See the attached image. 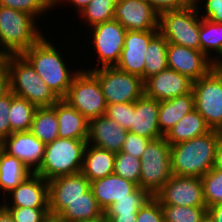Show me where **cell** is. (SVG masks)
Returning a JSON list of instances; mask_svg holds the SVG:
<instances>
[{
    "mask_svg": "<svg viewBox=\"0 0 222 222\" xmlns=\"http://www.w3.org/2000/svg\"><path fill=\"white\" fill-rule=\"evenodd\" d=\"M164 222H200L207 213L206 206L161 205Z\"/></svg>",
    "mask_w": 222,
    "mask_h": 222,
    "instance_id": "obj_36",
    "label": "cell"
},
{
    "mask_svg": "<svg viewBox=\"0 0 222 222\" xmlns=\"http://www.w3.org/2000/svg\"><path fill=\"white\" fill-rule=\"evenodd\" d=\"M171 177V145L164 136L151 140L141 157L139 187L154 197Z\"/></svg>",
    "mask_w": 222,
    "mask_h": 222,
    "instance_id": "obj_8",
    "label": "cell"
},
{
    "mask_svg": "<svg viewBox=\"0 0 222 222\" xmlns=\"http://www.w3.org/2000/svg\"><path fill=\"white\" fill-rule=\"evenodd\" d=\"M126 31L127 30L116 19L96 24L84 31L82 36H85L82 38V41H86L85 43L88 45V47L83 43L84 48L81 46L80 48L85 49L86 47L87 50L89 49L88 51L91 53H87L89 55L87 58L95 55L93 57L95 58L94 60L96 65L94 64L93 66L91 64L87 66L89 63H91L89 61L86 63V65L81 64L82 69L91 71L100 67L116 66L119 62L121 52L124 47ZM90 48H92V51Z\"/></svg>",
    "mask_w": 222,
    "mask_h": 222,
    "instance_id": "obj_4",
    "label": "cell"
},
{
    "mask_svg": "<svg viewBox=\"0 0 222 222\" xmlns=\"http://www.w3.org/2000/svg\"><path fill=\"white\" fill-rule=\"evenodd\" d=\"M127 137V130L105 115L89 120L87 144L119 153Z\"/></svg>",
    "mask_w": 222,
    "mask_h": 222,
    "instance_id": "obj_20",
    "label": "cell"
},
{
    "mask_svg": "<svg viewBox=\"0 0 222 222\" xmlns=\"http://www.w3.org/2000/svg\"><path fill=\"white\" fill-rule=\"evenodd\" d=\"M58 118L56 115V103L51 107H38L30 128V132L35 135L45 145L59 138Z\"/></svg>",
    "mask_w": 222,
    "mask_h": 222,
    "instance_id": "obj_31",
    "label": "cell"
},
{
    "mask_svg": "<svg viewBox=\"0 0 222 222\" xmlns=\"http://www.w3.org/2000/svg\"><path fill=\"white\" fill-rule=\"evenodd\" d=\"M59 138L87 139L89 121L63 99L56 102Z\"/></svg>",
    "mask_w": 222,
    "mask_h": 222,
    "instance_id": "obj_24",
    "label": "cell"
},
{
    "mask_svg": "<svg viewBox=\"0 0 222 222\" xmlns=\"http://www.w3.org/2000/svg\"><path fill=\"white\" fill-rule=\"evenodd\" d=\"M159 30L126 31L124 47L116 67L144 81L145 55L151 39Z\"/></svg>",
    "mask_w": 222,
    "mask_h": 222,
    "instance_id": "obj_16",
    "label": "cell"
},
{
    "mask_svg": "<svg viewBox=\"0 0 222 222\" xmlns=\"http://www.w3.org/2000/svg\"><path fill=\"white\" fill-rule=\"evenodd\" d=\"M90 72L98 79L107 104L135 102L145 94L143 79L116 66Z\"/></svg>",
    "mask_w": 222,
    "mask_h": 222,
    "instance_id": "obj_11",
    "label": "cell"
},
{
    "mask_svg": "<svg viewBox=\"0 0 222 222\" xmlns=\"http://www.w3.org/2000/svg\"><path fill=\"white\" fill-rule=\"evenodd\" d=\"M211 131L203 116L193 109L182 117L164 136L170 145L188 141Z\"/></svg>",
    "mask_w": 222,
    "mask_h": 222,
    "instance_id": "obj_27",
    "label": "cell"
},
{
    "mask_svg": "<svg viewBox=\"0 0 222 222\" xmlns=\"http://www.w3.org/2000/svg\"><path fill=\"white\" fill-rule=\"evenodd\" d=\"M168 41L158 32L150 41L145 55L144 82L168 68Z\"/></svg>",
    "mask_w": 222,
    "mask_h": 222,
    "instance_id": "obj_32",
    "label": "cell"
},
{
    "mask_svg": "<svg viewBox=\"0 0 222 222\" xmlns=\"http://www.w3.org/2000/svg\"><path fill=\"white\" fill-rule=\"evenodd\" d=\"M0 6L29 13L38 21L43 20V17L46 18L44 21H49L48 17L53 13L52 0H0Z\"/></svg>",
    "mask_w": 222,
    "mask_h": 222,
    "instance_id": "obj_35",
    "label": "cell"
},
{
    "mask_svg": "<svg viewBox=\"0 0 222 222\" xmlns=\"http://www.w3.org/2000/svg\"><path fill=\"white\" fill-rule=\"evenodd\" d=\"M0 203L4 207L49 208L48 181L32 173Z\"/></svg>",
    "mask_w": 222,
    "mask_h": 222,
    "instance_id": "obj_17",
    "label": "cell"
},
{
    "mask_svg": "<svg viewBox=\"0 0 222 222\" xmlns=\"http://www.w3.org/2000/svg\"><path fill=\"white\" fill-rule=\"evenodd\" d=\"M158 13L177 10L194 4V0H147Z\"/></svg>",
    "mask_w": 222,
    "mask_h": 222,
    "instance_id": "obj_45",
    "label": "cell"
},
{
    "mask_svg": "<svg viewBox=\"0 0 222 222\" xmlns=\"http://www.w3.org/2000/svg\"><path fill=\"white\" fill-rule=\"evenodd\" d=\"M158 115L159 101L144 94L135 101L132 126L128 131L151 140L163 137L159 129Z\"/></svg>",
    "mask_w": 222,
    "mask_h": 222,
    "instance_id": "obj_21",
    "label": "cell"
},
{
    "mask_svg": "<svg viewBox=\"0 0 222 222\" xmlns=\"http://www.w3.org/2000/svg\"><path fill=\"white\" fill-rule=\"evenodd\" d=\"M201 51L215 64L222 65V24L201 17Z\"/></svg>",
    "mask_w": 222,
    "mask_h": 222,
    "instance_id": "obj_30",
    "label": "cell"
},
{
    "mask_svg": "<svg viewBox=\"0 0 222 222\" xmlns=\"http://www.w3.org/2000/svg\"><path fill=\"white\" fill-rule=\"evenodd\" d=\"M207 212L215 222H222V204H216L208 207Z\"/></svg>",
    "mask_w": 222,
    "mask_h": 222,
    "instance_id": "obj_48",
    "label": "cell"
},
{
    "mask_svg": "<svg viewBox=\"0 0 222 222\" xmlns=\"http://www.w3.org/2000/svg\"><path fill=\"white\" fill-rule=\"evenodd\" d=\"M79 222H108L107 218L105 217V215L96 218V219H92V220H85V221H79Z\"/></svg>",
    "mask_w": 222,
    "mask_h": 222,
    "instance_id": "obj_53",
    "label": "cell"
},
{
    "mask_svg": "<svg viewBox=\"0 0 222 222\" xmlns=\"http://www.w3.org/2000/svg\"><path fill=\"white\" fill-rule=\"evenodd\" d=\"M215 168L222 169V135L216 146V155H215Z\"/></svg>",
    "mask_w": 222,
    "mask_h": 222,
    "instance_id": "obj_50",
    "label": "cell"
},
{
    "mask_svg": "<svg viewBox=\"0 0 222 222\" xmlns=\"http://www.w3.org/2000/svg\"><path fill=\"white\" fill-rule=\"evenodd\" d=\"M200 222H215V221L207 212Z\"/></svg>",
    "mask_w": 222,
    "mask_h": 222,
    "instance_id": "obj_54",
    "label": "cell"
},
{
    "mask_svg": "<svg viewBox=\"0 0 222 222\" xmlns=\"http://www.w3.org/2000/svg\"><path fill=\"white\" fill-rule=\"evenodd\" d=\"M116 2L117 0H91L89 4L73 19L72 23L75 25H80L79 29H75V27L72 23L69 24V28H74L72 29L76 31L74 32L76 35L70 34L71 30L67 27V29L70 31L68 32L69 35H72L75 39H78L79 42L83 43L81 40V34H83L84 29H89L90 27L103 23L109 20L114 19L115 15V8H116ZM77 19V20H76ZM78 22L76 23V21ZM83 22V23H82ZM83 24V25H82ZM72 25V26H71ZM85 25V26H84ZM83 29V30H82ZM82 31L81 33L78 31ZM74 35V36H73ZM79 36V38L77 37Z\"/></svg>",
    "mask_w": 222,
    "mask_h": 222,
    "instance_id": "obj_23",
    "label": "cell"
},
{
    "mask_svg": "<svg viewBox=\"0 0 222 222\" xmlns=\"http://www.w3.org/2000/svg\"><path fill=\"white\" fill-rule=\"evenodd\" d=\"M115 153L87 144L81 173L91 182L114 173Z\"/></svg>",
    "mask_w": 222,
    "mask_h": 222,
    "instance_id": "obj_25",
    "label": "cell"
},
{
    "mask_svg": "<svg viewBox=\"0 0 222 222\" xmlns=\"http://www.w3.org/2000/svg\"><path fill=\"white\" fill-rule=\"evenodd\" d=\"M154 197L160 205L206 206L199 177L172 175Z\"/></svg>",
    "mask_w": 222,
    "mask_h": 222,
    "instance_id": "obj_12",
    "label": "cell"
},
{
    "mask_svg": "<svg viewBox=\"0 0 222 222\" xmlns=\"http://www.w3.org/2000/svg\"><path fill=\"white\" fill-rule=\"evenodd\" d=\"M86 145L87 139L57 138L45 146L42 164L34 173L47 181L80 173Z\"/></svg>",
    "mask_w": 222,
    "mask_h": 222,
    "instance_id": "obj_6",
    "label": "cell"
},
{
    "mask_svg": "<svg viewBox=\"0 0 222 222\" xmlns=\"http://www.w3.org/2000/svg\"><path fill=\"white\" fill-rule=\"evenodd\" d=\"M114 19L127 31L159 30V14L147 0H117Z\"/></svg>",
    "mask_w": 222,
    "mask_h": 222,
    "instance_id": "obj_15",
    "label": "cell"
},
{
    "mask_svg": "<svg viewBox=\"0 0 222 222\" xmlns=\"http://www.w3.org/2000/svg\"><path fill=\"white\" fill-rule=\"evenodd\" d=\"M136 222H164L160 202L151 197L137 212Z\"/></svg>",
    "mask_w": 222,
    "mask_h": 222,
    "instance_id": "obj_42",
    "label": "cell"
},
{
    "mask_svg": "<svg viewBox=\"0 0 222 222\" xmlns=\"http://www.w3.org/2000/svg\"><path fill=\"white\" fill-rule=\"evenodd\" d=\"M150 141L151 139L144 138L130 131H127V137L126 140L124 141L121 152H124L126 154H131L132 156L141 159Z\"/></svg>",
    "mask_w": 222,
    "mask_h": 222,
    "instance_id": "obj_43",
    "label": "cell"
},
{
    "mask_svg": "<svg viewBox=\"0 0 222 222\" xmlns=\"http://www.w3.org/2000/svg\"><path fill=\"white\" fill-rule=\"evenodd\" d=\"M137 188L136 183L117 176L115 173L90 182V190L104 212L117 199L131 198V193Z\"/></svg>",
    "mask_w": 222,
    "mask_h": 222,
    "instance_id": "obj_22",
    "label": "cell"
},
{
    "mask_svg": "<svg viewBox=\"0 0 222 222\" xmlns=\"http://www.w3.org/2000/svg\"><path fill=\"white\" fill-rule=\"evenodd\" d=\"M0 144L4 152L18 158L33 173L41 166L46 145L30 131L12 132Z\"/></svg>",
    "mask_w": 222,
    "mask_h": 222,
    "instance_id": "obj_18",
    "label": "cell"
},
{
    "mask_svg": "<svg viewBox=\"0 0 222 222\" xmlns=\"http://www.w3.org/2000/svg\"><path fill=\"white\" fill-rule=\"evenodd\" d=\"M192 88V80L169 68L144 82L145 95L159 102L190 93Z\"/></svg>",
    "mask_w": 222,
    "mask_h": 222,
    "instance_id": "obj_19",
    "label": "cell"
},
{
    "mask_svg": "<svg viewBox=\"0 0 222 222\" xmlns=\"http://www.w3.org/2000/svg\"><path fill=\"white\" fill-rule=\"evenodd\" d=\"M10 92L9 72L5 56L0 60V98Z\"/></svg>",
    "mask_w": 222,
    "mask_h": 222,
    "instance_id": "obj_47",
    "label": "cell"
},
{
    "mask_svg": "<svg viewBox=\"0 0 222 222\" xmlns=\"http://www.w3.org/2000/svg\"><path fill=\"white\" fill-rule=\"evenodd\" d=\"M42 222H62L58 216L48 215Z\"/></svg>",
    "mask_w": 222,
    "mask_h": 222,
    "instance_id": "obj_52",
    "label": "cell"
},
{
    "mask_svg": "<svg viewBox=\"0 0 222 222\" xmlns=\"http://www.w3.org/2000/svg\"><path fill=\"white\" fill-rule=\"evenodd\" d=\"M33 172L18 158L0 153V201Z\"/></svg>",
    "mask_w": 222,
    "mask_h": 222,
    "instance_id": "obj_28",
    "label": "cell"
},
{
    "mask_svg": "<svg viewBox=\"0 0 222 222\" xmlns=\"http://www.w3.org/2000/svg\"><path fill=\"white\" fill-rule=\"evenodd\" d=\"M43 22L29 13L0 6V53L21 55L46 34Z\"/></svg>",
    "mask_w": 222,
    "mask_h": 222,
    "instance_id": "obj_3",
    "label": "cell"
},
{
    "mask_svg": "<svg viewBox=\"0 0 222 222\" xmlns=\"http://www.w3.org/2000/svg\"><path fill=\"white\" fill-rule=\"evenodd\" d=\"M201 181L206 207L222 204V169L213 167Z\"/></svg>",
    "mask_w": 222,
    "mask_h": 222,
    "instance_id": "obj_37",
    "label": "cell"
},
{
    "mask_svg": "<svg viewBox=\"0 0 222 222\" xmlns=\"http://www.w3.org/2000/svg\"><path fill=\"white\" fill-rule=\"evenodd\" d=\"M47 34L48 33L46 32L36 44L30 46L21 55L33 66L36 73L49 86L53 93L59 99H63L66 96L74 77L81 71L82 65L80 62H76L77 64L73 66L72 60H68L69 57L67 55L64 56L62 51H68L70 49V51H72L70 55L73 56L75 55L74 52L76 50V53L79 54L80 51L74 48V43L78 40L74 37L72 38V36L67 38L65 34V38L61 36L66 42V45L64 46V43L61 44L58 40L56 41L57 38L53 41L50 35ZM73 39H75V41ZM58 43L60 45H58ZM67 46H70V48H67Z\"/></svg>",
    "mask_w": 222,
    "mask_h": 222,
    "instance_id": "obj_1",
    "label": "cell"
},
{
    "mask_svg": "<svg viewBox=\"0 0 222 222\" xmlns=\"http://www.w3.org/2000/svg\"><path fill=\"white\" fill-rule=\"evenodd\" d=\"M0 222H14L9 211L0 203Z\"/></svg>",
    "mask_w": 222,
    "mask_h": 222,
    "instance_id": "obj_51",
    "label": "cell"
},
{
    "mask_svg": "<svg viewBox=\"0 0 222 222\" xmlns=\"http://www.w3.org/2000/svg\"><path fill=\"white\" fill-rule=\"evenodd\" d=\"M12 99L13 93L11 91L0 98V143L10 135L8 112Z\"/></svg>",
    "mask_w": 222,
    "mask_h": 222,
    "instance_id": "obj_44",
    "label": "cell"
},
{
    "mask_svg": "<svg viewBox=\"0 0 222 222\" xmlns=\"http://www.w3.org/2000/svg\"><path fill=\"white\" fill-rule=\"evenodd\" d=\"M200 26L201 16L194 4L159 14V33L168 43L201 51Z\"/></svg>",
    "mask_w": 222,
    "mask_h": 222,
    "instance_id": "obj_7",
    "label": "cell"
},
{
    "mask_svg": "<svg viewBox=\"0 0 222 222\" xmlns=\"http://www.w3.org/2000/svg\"><path fill=\"white\" fill-rule=\"evenodd\" d=\"M151 197L147 191L138 187L131 193V198L117 199L104 215L137 216V212Z\"/></svg>",
    "mask_w": 222,
    "mask_h": 222,
    "instance_id": "obj_34",
    "label": "cell"
},
{
    "mask_svg": "<svg viewBox=\"0 0 222 222\" xmlns=\"http://www.w3.org/2000/svg\"><path fill=\"white\" fill-rule=\"evenodd\" d=\"M108 222H136L137 216L105 215Z\"/></svg>",
    "mask_w": 222,
    "mask_h": 222,
    "instance_id": "obj_49",
    "label": "cell"
},
{
    "mask_svg": "<svg viewBox=\"0 0 222 222\" xmlns=\"http://www.w3.org/2000/svg\"><path fill=\"white\" fill-rule=\"evenodd\" d=\"M194 107L211 130H222V66L193 82Z\"/></svg>",
    "mask_w": 222,
    "mask_h": 222,
    "instance_id": "obj_9",
    "label": "cell"
},
{
    "mask_svg": "<svg viewBox=\"0 0 222 222\" xmlns=\"http://www.w3.org/2000/svg\"><path fill=\"white\" fill-rule=\"evenodd\" d=\"M194 107V95L190 93L159 102L158 123L160 132L165 136Z\"/></svg>",
    "mask_w": 222,
    "mask_h": 222,
    "instance_id": "obj_26",
    "label": "cell"
},
{
    "mask_svg": "<svg viewBox=\"0 0 222 222\" xmlns=\"http://www.w3.org/2000/svg\"><path fill=\"white\" fill-rule=\"evenodd\" d=\"M90 1L91 0H53V12H55L57 9V13H56V15H57V14H59V12H58L59 10L61 12L60 7L62 9H64V8L67 9V6H68V9H70V8L73 9V11L70 12L71 15L75 13L74 15L71 16V17L74 16L73 17V19H74L89 4Z\"/></svg>",
    "mask_w": 222,
    "mask_h": 222,
    "instance_id": "obj_46",
    "label": "cell"
},
{
    "mask_svg": "<svg viewBox=\"0 0 222 222\" xmlns=\"http://www.w3.org/2000/svg\"><path fill=\"white\" fill-rule=\"evenodd\" d=\"M114 173L139 187L141 159L124 152L115 153Z\"/></svg>",
    "mask_w": 222,
    "mask_h": 222,
    "instance_id": "obj_38",
    "label": "cell"
},
{
    "mask_svg": "<svg viewBox=\"0 0 222 222\" xmlns=\"http://www.w3.org/2000/svg\"><path fill=\"white\" fill-rule=\"evenodd\" d=\"M194 5L202 18L222 24V0H194Z\"/></svg>",
    "mask_w": 222,
    "mask_h": 222,
    "instance_id": "obj_41",
    "label": "cell"
},
{
    "mask_svg": "<svg viewBox=\"0 0 222 222\" xmlns=\"http://www.w3.org/2000/svg\"><path fill=\"white\" fill-rule=\"evenodd\" d=\"M167 66L194 82L205 76L216 65L200 50L169 43Z\"/></svg>",
    "mask_w": 222,
    "mask_h": 222,
    "instance_id": "obj_14",
    "label": "cell"
},
{
    "mask_svg": "<svg viewBox=\"0 0 222 222\" xmlns=\"http://www.w3.org/2000/svg\"><path fill=\"white\" fill-rule=\"evenodd\" d=\"M103 215L104 211L99 207L89 189L83 193V197L71 201L58 217L62 222H79L96 219Z\"/></svg>",
    "mask_w": 222,
    "mask_h": 222,
    "instance_id": "obj_29",
    "label": "cell"
},
{
    "mask_svg": "<svg viewBox=\"0 0 222 222\" xmlns=\"http://www.w3.org/2000/svg\"><path fill=\"white\" fill-rule=\"evenodd\" d=\"M90 189V181L80 172L63 175L48 181L50 215L58 216L67 205L83 197Z\"/></svg>",
    "mask_w": 222,
    "mask_h": 222,
    "instance_id": "obj_13",
    "label": "cell"
},
{
    "mask_svg": "<svg viewBox=\"0 0 222 222\" xmlns=\"http://www.w3.org/2000/svg\"><path fill=\"white\" fill-rule=\"evenodd\" d=\"M221 131L210 132L171 145L172 175L199 177L204 176L215 165L216 146Z\"/></svg>",
    "mask_w": 222,
    "mask_h": 222,
    "instance_id": "obj_2",
    "label": "cell"
},
{
    "mask_svg": "<svg viewBox=\"0 0 222 222\" xmlns=\"http://www.w3.org/2000/svg\"><path fill=\"white\" fill-rule=\"evenodd\" d=\"M63 100L88 121L103 116L106 112L107 103L98 79L84 69L74 77Z\"/></svg>",
    "mask_w": 222,
    "mask_h": 222,
    "instance_id": "obj_10",
    "label": "cell"
},
{
    "mask_svg": "<svg viewBox=\"0 0 222 222\" xmlns=\"http://www.w3.org/2000/svg\"><path fill=\"white\" fill-rule=\"evenodd\" d=\"M135 111V102L107 104L105 116L115 120L127 131L132 126V113Z\"/></svg>",
    "mask_w": 222,
    "mask_h": 222,
    "instance_id": "obj_39",
    "label": "cell"
},
{
    "mask_svg": "<svg viewBox=\"0 0 222 222\" xmlns=\"http://www.w3.org/2000/svg\"><path fill=\"white\" fill-rule=\"evenodd\" d=\"M37 106L13 93L8 119L12 132L30 131Z\"/></svg>",
    "mask_w": 222,
    "mask_h": 222,
    "instance_id": "obj_33",
    "label": "cell"
},
{
    "mask_svg": "<svg viewBox=\"0 0 222 222\" xmlns=\"http://www.w3.org/2000/svg\"><path fill=\"white\" fill-rule=\"evenodd\" d=\"M10 91L37 107H51L59 98L22 55H6Z\"/></svg>",
    "mask_w": 222,
    "mask_h": 222,
    "instance_id": "obj_5",
    "label": "cell"
},
{
    "mask_svg": "<svg viewBox=\"0 0 222 222\" xmlns=\"http://www.w3.org/2000/svg\"><path fill=\"white\" fill-rule=\"evenodd\" d=\"M14 222H42L50 215L49 208L5 207Z\"/></svg>",
    "mask_w": 222,
    "mask_h": 222,
    "instance_id": "obj_40",
    "label": "cell"
}]
</instances>
